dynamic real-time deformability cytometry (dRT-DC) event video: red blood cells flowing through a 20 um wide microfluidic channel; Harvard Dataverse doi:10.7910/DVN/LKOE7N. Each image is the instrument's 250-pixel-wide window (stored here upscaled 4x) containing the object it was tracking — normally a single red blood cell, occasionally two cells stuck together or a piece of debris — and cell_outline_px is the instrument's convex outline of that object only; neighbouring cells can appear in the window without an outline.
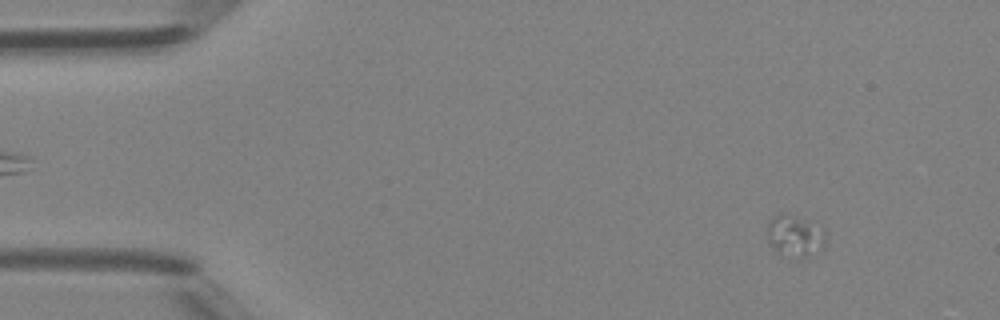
{"species": "Egyptian fruit bat (a non-hibernating species)", "species_latin": "Rousettus aegyptiacus", "temperature_condition": "room temperature", "stored_images_in_passage": 13, "camera_frame_rate_fps": 3000, "um_per_image_px": 0.085, "animal": {"sex": "female"}, "frame": {"image": 1, "passage_image": 1, "time_ms": 0.0, "image_size_px": [1000, 320], "cell_outline_px": [[824, 240], [808, 256], [796, 260], [776, 252], [768, 240], [768, 220], [776, 216], [780, 216], [796, 220], [808, 224], [824, 232]], "centroid_in_image_um": [67.44, 20.17], "position_along_channel_um": 17.6, "area_um2": 12.6}}